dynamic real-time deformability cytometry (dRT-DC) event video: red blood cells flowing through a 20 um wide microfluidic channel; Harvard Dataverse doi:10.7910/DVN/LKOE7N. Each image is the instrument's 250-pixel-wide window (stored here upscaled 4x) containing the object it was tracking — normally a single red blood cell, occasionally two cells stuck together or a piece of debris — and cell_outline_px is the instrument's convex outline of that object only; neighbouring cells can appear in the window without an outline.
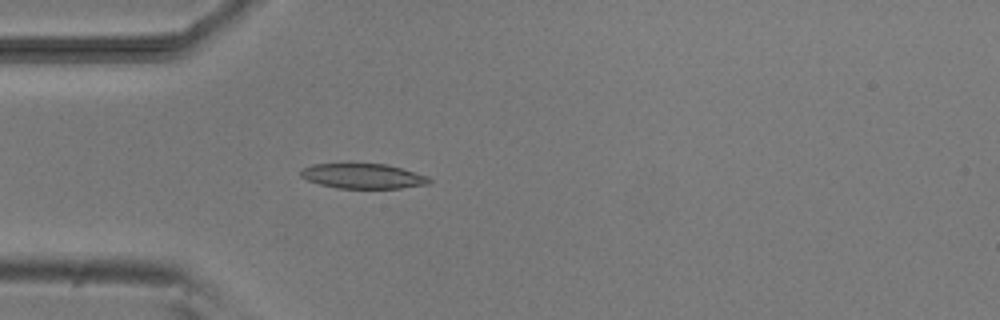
{"species": "common noctule bat (a hibernating species)", "species_latin": "Nyctalus noctula", "temperature_condition": "room temperature", "stored_images_in_passage": 4, "camera_frame_rate_fps": 3000, "um_per_image_px": 0.085, "animal": {"sex": "male", "body_mass_g": 20.5, "forearm_length_mm": 52.5}, "frame": {"image": 1, "passage_image": 4, "time_ms": 4.333, "image_size_px": [1000, 320], "cell_outline_px": [[432, 180], [428, 184], [400, 188], [336, 188], [320, 184], [308, 180], [300, 176], [300, 172], [304, 168], [312, 164], [388, 164], [428, 176]], "centroid_in_image_um": [30.87, 14.97], "position_along_channel_um": 54.1, "area_um2": 18.55}}